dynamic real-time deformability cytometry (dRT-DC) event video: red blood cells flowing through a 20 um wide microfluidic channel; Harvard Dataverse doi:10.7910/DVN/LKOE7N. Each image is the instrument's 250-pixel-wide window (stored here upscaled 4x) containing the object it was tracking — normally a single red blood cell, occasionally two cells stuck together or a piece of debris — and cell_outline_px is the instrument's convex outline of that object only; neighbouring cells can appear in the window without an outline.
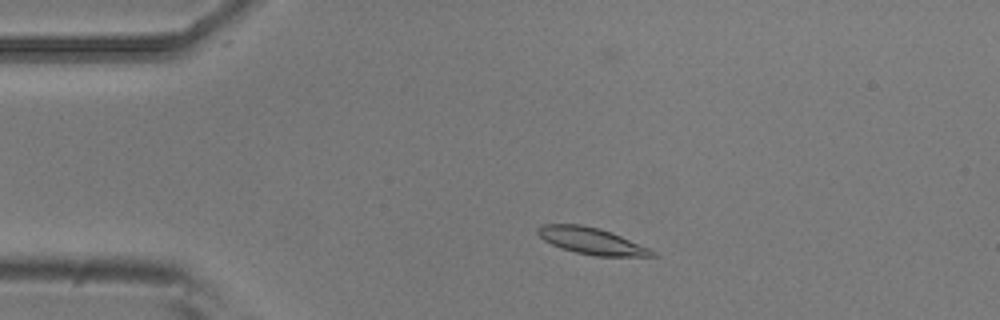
{"species": "common noctule bat (a hibernating species)", "species_latin": "Nyctalus noctula", "temperature_condition": "room temperature", "stored_images_in_passage": 3, "camera_frame_rate_fps": 3000, "um_per_image_px": 0.085, "animal": {"sex": "male", "body_mass_g": 20.5, "forearm_length_mm": 52.5}, "frame": {"image": 1, "passage_image": 2, "time_ms": 0.333, "image_size_px": [1000, 320], "cell_outline_px": [[660, 256], [596, 256], [576, 252], [560, 248], [544, 240], [536, 232], [536, 228], [540, 224], [580, 224], [600, 228], [612, 232], [648, 248], [656, 252]], "centroid_in_image_um": [50.25, 20.47], "position_along_channel_um": 34.7, "area_um2": 17.74}}